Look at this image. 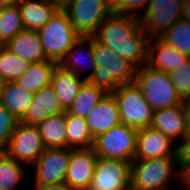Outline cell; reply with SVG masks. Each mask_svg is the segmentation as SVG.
<instances>
[{
	"mask_svg": "<svg viewBox=\"0 0 190 190\" xmlns=\"http://www.w3.org/2000/svg\"><path fill=\"white\" fill-rule=\"evenodd\" d=\"M93 37L137 68L147 64L149 36L138 18L112 12Z\"/></svg>",
	"mask_w": 190,
	"mask_h": 190,
	"instance_id": "6da1fadb",
	"label": "cell"
},
{
	"mask_svg": "<svg viewBox=\"0 0 190 190\" xmlns=\"http://www.w3.org/2000/svg\"><path fill=\"white\" fill-rule=\"evenodd\" d=\"M173 181H178L180 187L177 188L183 190V175L177 166V156L131 162L130 190H173L177 185H173Z\"/></svg>",
	"mask_w": 190,
	"mask_h": 190,
	"instance_id": "7a4b0ae2",
	"label": "cell"
},
{
	"mask_svg": "<svg viewBox=\"0 0 190 190\" xmlns=\"http://www.w3.org/2000/svg\"><path fill=\"white\" fill-rule=\"evenodd\" d=\"M94 63L96 69L88 80L92 85L114 92L120 84L133 83L137 67L112 49L96 41L93 37Z\"/></svg>",
	"mask_w": 190,
	"mask_h": 190,
	"instance_id": "3957f363",
	"label": "cell"
},
{
	"mask_svg": "<svg viewBox=\"0 0 190 190\" xmlns=\"http://www.w3.org/2000/svg\"><path fill=\"white\" fill-rule=\"evenodd\" d=\"M134 82L154 111L183 103L168 72L152 69L145 64L137 68Z\"/></svg>",
	"mask_w": 190,
	"mask_h": 190,
	"instance_id": "277c9868",
	"label": "cell"
},
{
	"mask_svg": "<svg viewBox=\"0 0 190 190\" xmlns=\"http://www.w3.org/2000/svg\"><path fill=\"white\" fill-rule=\"evenodd\" d=\"M37 33L46 57L58 63L79 37L63 9H58L51 19L37 30Z\"/></svg>",
	"mask_w": 190,
	"mask_h": 190,
	"instance_id": "5b68a950",
	"label": "cell"
},
{
	"mask_svg": "<svg viewBox=\"0 0 190 190\" xmlns=\"http://www.w3.org/2000/svg\"><path fill=\"white\" fill-rule=\"evenodd\" d=\"M112 94L119 109L121 124L137 130L151 125L154 110L135 82L120 84Z\"/></svg>",
	"mask_w": 190,
	"mask_h": 190,
	"instance_id": "8992f818",
	"label": "cell"
},
{
	"mask_svg": "<svg viewBox=\"0 0 190 190\" xmlns=\"http://www.w3.org/2000/svg\"><path fill=\"white\" fill-rule=\"evenodd\" d=\"M137 129L125 124L112 127L94 139L93 149L101 158L134 160L137 144Z\"/></svg>",
	"mask_w": 190,
	"mask_h": 190,
	"instance_id": "52a82bcc",
	"label": "cell"
},
{
	"mask_svg": "<svg viewBox=\"0 0 190 190\" xmlns=\"http://www.w3.org/2000/svg\"><path fill=\"white\" fill-rule=\"evenodd\" d=\"M63 10L79 36H93L112 13L105 0H71Z\"/></svg>",
	"mask_w": 190,
	"mask_h": 190,
	"instance_id": "ba28073f",
	"label": "cell"
},
{
	"mask_svg": "<svg viewBox=\"0 0 190 190\" xmlns=\"http://www.w3.org/2000/svg\"><path fill=\"white\" fill-rule=\"evenodd\" d=\"M45 146L36 125L18 122L4 151L19 163L30 168Z\"/></svg>",
	"mask_w": 190,
	"mask_h": 190,
	"instance_id": "9c48e42d",
	"label": "cell"
},
{
	"mask_svg": "<svg viewBox=\"0 0 190 190\" xmlns=\"http://www.w3.org/2000/svg\"><path fill=\"white\" fill-rule=\"evenodd\" d=\"M72 148H45L37 161L30 167L34 169L33 186H46L65 182L68 162Z\"/></svg>",
	"mask_w": 190,
	"mask_h": 190,
	"instance_id": "30bf717a",
	"label": "cell"
},
{
	"mask_svg": "<svg viewBox=\"0 0 190 190\" xmlns=\"http://www.w3.org/2000/svg\"><path fill=\"white\" fill-rule=\"evenodd\" d=\"M182 0H148L139 18L149 38L159 37L182 18Z\"/></svg>",
	"mask_w": 190,
	"mask_h": 190,
	"instance_id": "8fae6325",
	"label": "cell"
},
{
	"mask_svg": "<svg viewBox=\"0 0 190 190\" xmlns=\"http://www.w3.org/2000/svg\"><path fill=\"white\" fill-rule=\"evenodd\" d=\"M131 163L98 157L89 187L93 190H130Z\"/></svg>",
	"mask_w": 190,
	"mask_h": 190,
	"instance_id": "7c38bea8",
	"label": "cell"
},
{
	"mask_svg": "<svg viewBox=\"0 0 190 190\" xmlns=\"http://www.w3.org/2000/svg\"><path fill=\"white\" fill-rule=\"evenodd\" d=\"M58 66L65 71L75 73L86 81L89 80L96 69L93 36H79Z\"/></svg>",
	"mask_w": 190,
	"mask_h": 190,
	"instance_id": "4fadbf2b",
	"label": "cell"
},
{
	"mask_svg": "<svg viewBox=\"0 0 190 190\" xmlns=\"http://www.w3.org/2000/svg\"><path fill=\"white\" fill-rule=\"evenodd\" d=\"M157 129L147 126L137 131L134 160L177 156V144Z\"/></svg>",
	"mask_w": 190,
	"mask_h": 190,
	"instance_id": "5bb4252c",
	"label": "cell"
},
{
	"mask_svg": "<svg viewBox=\"0 0 190 190\" xmlns=\"http://www.w3.org/2000/svg\"><path fill=\"white\" fill-rule=\"evenodd\" d=\"M98 156L93 148L73 149L68 162L65 182L77 190L89 187Z\"/></svg>",
	"mask_w": 190,
	"mask_h": 190,
	"instance_id": "9a60e30c",
	"label": "cell"
},
{
	"mask_svg": "<svg viewBox=\"0 0 190 190\" xmlns=\"http://www.w3.org/2000/svg\"><path fill=\"white\" fill-rule=\"evenodd\" d=\"M86 121L93 139L121 124L119 109L112 93H107L89 112Z\"/></svg>",
	"mask_w": 190,
	"mask_h": 190,
	"instance_id": "2e32d148",
	"label": "cell"
},
{
	"mask_svg": "<svg viewBox=\"0 0 190 190\" xmlns=\"http://www.w3.org/2000/svg\"><path fill=\"white\" fill-rule=\"evenodd\" d=\"M189 58L187 54L166 44L159 37L149 38L147 65L152 69L169 73Z\"/></svg>",
	"mask_w": 190,
	"mask_h": 190,
	"instance_id": "e0dca14e",
	"label": "cell"
},
{
	"mask_svg": "<svg viewBox=\"0 0 190 190\" xmlns=\"http://www.w3.org/2000/svg\"><path fill=\"white\" fill-rule=\"evenodd\" d=\"M65 112L51 84L34 93L33 100L20 122L37 125L47 117Z\"/></svg>",
	"mask_w": 190,
	"mask_h": 190,
	"instance_id": "ac0fdd59",
	"label": "cell"
},
{
	"mask_svg": "<svg viewBox=\"0 0 190 190\" xmlns=\"http://www.w3.org/2000/svg\"><path fill=\"white\" fill-rule=\"evenodd\" d=\"M175 143L186 136L185 114L182 104L154 111L150 125Z\"/></svg>",
	"mask_w": 190,
	"mask_h": 190,
	"instance_id": "d6986e66",
	"label": "cell"
},
{
	"mask_svg": "<svg viewBox=\"0 0 190 190\" xmlns=\"http://www.w3.org/2000/svg\"><path fill=\"white\" fill-rule=\"evenodd\" d=\"M5 47L31 64L49 60L45 55L41 40L35 30H22Z\"/></svg>",
	"mask_w": 190,
	"mask_h": 190,
	"instance_id": "ffe728a7",
	"label": "cell"
},
{
	"mask_svg": "<svg viewBox=\"0 0 190 190\" xmlns=\"http://www.w3.org/2000/svg\"><path fill=\"white\" fill-rule=\"evenodd\" d=\"M85 81V79L77 76L73 72L65 71L60 66L56 67L51 85L64 111L69 109Z\"/></svg>",
	"mask_w": 190,
	"mask_h": 190,
	"instance_id": "44dd1931",
	"label": "cell"
},
{
	"mask_svg": "<svg viewBox=\"0 0 190 190\" xmlns=\"http://www.w3.org/2000/svg\"><path fill=\"white\" fill-rule=\"evenodd\" d=\"M18 7L24 28L35 31L42 28L58 10L47 0H24Z\"/></svg>",
	"mask_w": 190,
	"mask_h": 190,
	"instance_id": "7402d4cb",
	"label": "cell"
},
{
	"mask_svg": "<svg viewBox=\"0 0 190 190\" xmlns=\"http://www.w3.org/2000/svg\"><path fill=\"white\" fill-rule=\"evenodd\" d=\"M34 93L29 92L15 81L5 82L0 103L20 121L32 103Z\"/></svg>",
	"mask_w": 190,
	"mask_h": 190,
	"instance_id": "603a6c76",
	"label": "cell"
},
{
	"mask_svg": "<svg viewBox=\"0 0 190 190\" xmlns=\"http://www.w3.org/2000/svg\"><path fill=\"white\" fill-rule=\"evenodd\" d=\"M36 126L45 148L67 147L65 112L51 115Z\"/></svg>",
	"mask_w": 190,
	"mask_h": 190,
	"instance_id": "cb8c5ba5",
	"label": "cell"
},
{
	"mask_svg": "<svg viewBox=\"0 0 190 190\" xmlns=\"http://www.w3.org/2000/svg\"><path fill=\"white\" fill-rule=\"evenodd\" d=\"M58 62L47 60L33 63L15 82L29 92L37 93L44 86L51 84Z\"/></svg>",
	"mask_w": 190,
	"mask_h": 190,
	"instance_id": "d4e9b609",
	"label": "cell"
},
{
	"mask_svg": "<svg viewBox=\"0 0 190 190\" xmlns=\"http://www.w3.org/2000/svg\"><path fill=\"white\" fill-rule=\"evenodd\" d=\"M67 148H93L94 139L90 134L86 118L65 111Z\"/></svg>",
	"mask_w": 190,
	"mask_h": 190,
	"instance_id": "484cf974",
	"label": "cell"
},
{
	"mask_svg": "<svg viewBox=\"0 0 190 190\" xmlns=\"http://www.w3.org/2000/svg\"><path fill=\"white\" fill-rule=\"evenodd\" d=\"M30 169L14 160L5 151L0 154V187L5 190H18L19 184L26 181Z\"/></svg>",
	"mask_w": 190,
	"mask_h": 190,
	"instance_id": "4316f807",
	"label": "cell"
},
{
	"mask_svg": "<svg viewBox=\"0 0 190 190\" xmlns=\"http://www.w3.org/2000/svg\"><path fill=\"white\" fill-rule=\"evenodd\" d=\"M107 92L92 85L88 80L83 83L79 93L67 112L86 118L89 112L106 96Z\"/></svg>",
	"mask_w": 190,
	"mask_h": 190,
	"instance_id": "83f0119b",
	"label": "cell"
},
{
	"mask_svg": "<svg viewBox=\"0 0 190 190\" xmlns=\"http://www.w3.org/2000/svg\"><path fill=\"white\" fill-rule=\"evenodd\" d=\"M30 65V62L18 57L5 46H0V78L5 82L16 81Z\"/></svg>",
	"mask_w": 190,
	"mask_h": 190,
	"instance_id": "f1b7e54d",
	"label": "cell"
},
{
	"mask_svg": "<svg viewBox=\"0 0 190 190\" xmlns=\"http://www.w3.org/2000/svg\"><path fill=\"white\" fill-rule=\"evenodd\" d=\"M24 29L18 6L0 8V46L8 44Z\"/></svg>",
	"mask_w": 190,
	"mask_h": 190,
	"instance_id": "f546056e",
	"label": "cell"
},
{
	"mask_svg": "<svg viewBox=\"0 0 190 190\" xmlns=\"http://www.w3.org/2000/svg\"><path fill=\"white\" fill-rule=\"evenodd\" d=\"M159 38L190 57V21L182 18L179 19L161 34Z\"/></svg>",
	"mask_w": 190,
	"mask_h": 190,
	"instance_id": "4dcf8cb0",
	"label": "cell"
},
{
	"mask_svg": "<svg viewBox=\"0 0 190 190\" xmlns=\"http://www.w3.org/2000/svg\"><path fill=\"white\" fill-rule=\"evenodd\" d=\"M170 78L182 100L190 98V58L169 72Z\"/></svg>",
	"mask_w": 190,
	"mask_h": 190,
	"instance_id": "1f68e13d",
	"label": "cell"
},
{
	"mask_svg": "<svg viewBox=\"0 0 190 190\" xmlns=\"http://www.w3.org/2000/svg\"><path fill=\"white\" fill-rule=\"evenodd\" d=\"M19 121L0 103V146L5 147Z\"/></svg>",
	"mask_w": 190,
	"mask_h": 190,
	"instance_id": "d6a6232c",
	"label": "cell"
},
{
	"mask_svg": "<svg viewBox=\"0 0 190 190\" xmlns=\"http://www.w3.org/2000/svg\"><path fill=\"white\" fill-rule=\"evenodd\" d=\"M177 166L184 176L190 170V134L177 144Z\"/></svg>",
	"mask_w": 190,
	"mask_h": 190,
	"instance_id": "836d02e7",
	"label": "cell"
},
{
	"mask_svg": "<svg viewBox=\"0 0 190 190\" xmlns=\"http://www.w3.org/2000/svg\"><path fill=\"white\" fill-rule=\"evenodd\" d=\"M148 0H122L121 5L114 11L116 14L140 18L146 8Z\"/></svg>",
	"mask_w": 190,
	"mask_h": 190,
	"instance_id": "e575fe53",
	"label": "cell"
},
{
	"mask_svg": "<svg viewBox=\"0 0 190 190\" xmlns=\"http://www.w3.org/2000/svg\"><path fill=\"white\" fill-rule=\"evenodd\" d=\"M33 190H75L70 187L66 182L46 185V186H33Z\"/></svg>",
	"mask_w": 190,
	"mask_h": 190,
	"instance_id": "d590c367",
	"label": "cell"
},
{
	"mask_svg": "<svg viewBox=\"0 0 190 190\" xmlns=\"http://www.w3.org/2000/svg\"><path fill=\"white\" fill-rule=\"evenodd\" d=\"M184 114H185V126L186 135L190 134V98L183 100L182 103Z\"/></svg>",
	"mask_w": 190,
	"mask_h": 190,
	"instance_id": "8d00e7d4",
	"label": "cell"
},
{
	"mask_svg": "<svg viewBox=\"0 0 190 190\" xmlns=\"http://www.w3.org/2000/svg\"><path fill=\"white\" fill-rule=\"evenodd\" d=\"M24 0H0V8L19 6Z\"/></svg>",
	"mask_w": 190,
	"mask_h": 190,
	"instance_id": "74e56055",
	"label": "cell"
},
{
	"mask_svg": "<svg viewBox=\"0 0 190 190\" xmlns=\"http://www.w3.org/2000/svg\"><path fill=\"white\" fill-rule=\"evenodd\" d=\"M182 19L190 21V0L183 1Z\"/></svg>",
	"mask_w": 190,
	"mask_h": 190,
	"instance_id": "f35d334b",
	"label": "cell"
},
{
	"mask_svg": "<svg viewBox=\"0 0 190 190\" xmlns=\"http://www.w3.org/2000/svg\"><path fill=\"white\" fill-rule=\"evenodd\" d=\"M52 5H55L58 9H64L71 0H47Z\"/></svg>",
	"mask_w": 190,
	"mask_h": 190,
	"instance_id": "ab89813d",
	"label": "cell"
},
{
	"mask_svg": "<svg viewBox=\"0 0 190 190\" xmlns=\"http://www.w3.org/2000/svg\"><path fill=\"white\" fill-rule=\"evenodd\" d=\"M106 5L114 12L120 5L122 0H105Z\"/></svg>",
	"mask_w": 190,
	"mask_h": 190,
	"instance_id": "60d3db41",
	"label": "cell"
},
{
	"mask_svg": "<svg viewBox=\"0 0 190 190\" xmlns=\"http://www.w3.org/2000/svg\"><path fill=\"white\" fill-rule=\"evenodd\" d=\"M183 190H190V170L183 176Z\"/></svg>",
	"mask_w": 190,
	"mask_h": 190,
	"instance_id": "b9f144b4",
	"label": "cell"
},
{
	"mask_svg": "<svg viewBox=\"0 0 190 190\" xmlns=\"http://www.w3.org/2000/svg\"><path fill=\"white\" fill-rule=\"evenodd\" d=\"M4 84H5V81L0 78V99H1V94H2Z\"/></svg>",
	"mask_w": 190,
	"mask_h": 190,
	"instance_id": "7bdbcfd3",
	"label": "cell"
},
{
	"mask_svg": "<svg viewBox=\"0 0 190 190\" xmlns=\"http://www.w3.org/2000/svg\"><path fill=\"white\" fill-rule=\"evenodd\" d=\"M77 190H93V189L90 188V187H85V188H80V189H77Z\"/></svg>",
	"mask_w": 190,
	"mask_h": 190,
	"instance_id": "ee69618b",
	"label": "cell"
},
{
	"mask_svg": "<svg viewBox=\"0 0 190 190\" xmlns=\"http://www.w3.org/2000/svg\"><path fill=\"white\" fill-rule=\"evenodd\" d=\"M4 151V148L0 146V154Z\"/></svg>",
	"mask_w": 190,
	"mask_h": 190,
	"instance_id": "f6af8a7d",
	"label": "cell"
}]
</instances>
